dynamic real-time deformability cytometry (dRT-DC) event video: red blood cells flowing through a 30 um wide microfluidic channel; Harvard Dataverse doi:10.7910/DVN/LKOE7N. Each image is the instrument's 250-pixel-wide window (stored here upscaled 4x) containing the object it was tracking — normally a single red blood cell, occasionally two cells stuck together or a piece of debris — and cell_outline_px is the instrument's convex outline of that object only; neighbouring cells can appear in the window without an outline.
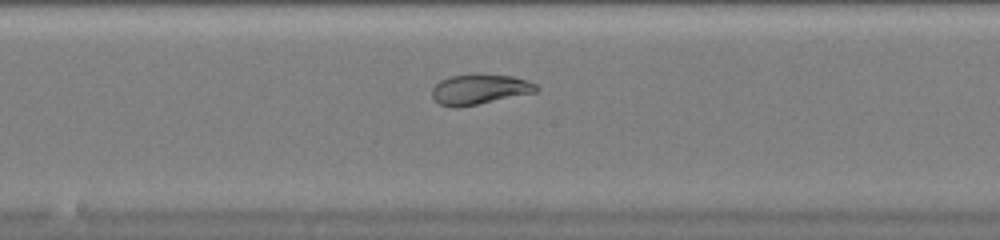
{"species": "common noctule bat (a hibernating species)", "species_latin": "Nyctalus noctula", "temperature_condition": "warm", "stored_images_in_passage": 41, "camera_frame_rate_fps": 3000, "um_per_image_px": 0.085, "animal": {"sex": "female", "body_mass_g": 20.0, "forearm_length_mm": 54.0}, "frame": {"image": 1, "passage_image": 18, "time_ms": 5.667, "image_size_px": [1000, 240], "cell_outline_px": [[540, 88], [536, 92], [476, 104], [440, 104], [432, 96], [432, 88], [440, 80], [448, 76], [512, 76], [528, 80], [536, 84]], "centroid_in_image_um": [40.82, 7.57], "position_along_channel_um": 207.4, "area_um2": 17.17}}
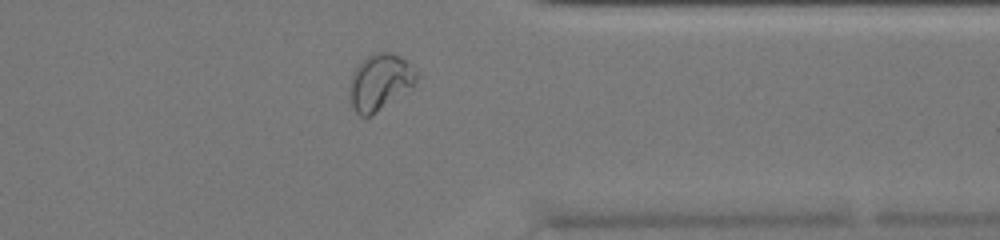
{"frame": {"image": 2, "passage_image": 31, "time_ms": 10.0, "image_size_px": [1000, 240], "cell_outline_px": [[420, 76], [412, 84], [372, 116], [360, 116], [352, 108], [348, 88], [352, 76], [356, 68], [368, 56], [380, 52], [388, 52], [400, 56]], "centroid_in_image_um": [32.24, 6.99], "position_along_channel_um": 379.2, "area_um2": 21.15}}
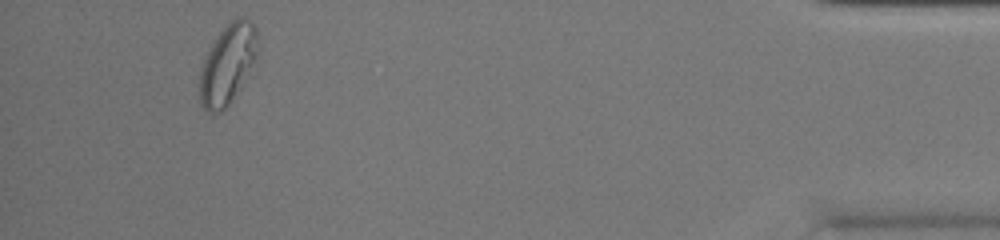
{"frame": {"image": 3, "passage_image": 38, "time_ms": 12.333, "image_size_px": [1000, 240], "cell_outline_px": [[256, 52], [240, 88], [228, 104], [220, 112], [212, 116], [200, 104], [200, 72], [204, 60], [216, 36], [236, 16], [244, 16], [252, 20], [256, 28]], "centroid_in_image_um": [19.32, 5.45], "position_along_channel_um": 415.9, "area_um2": 26.3}, "authors_computed_cell_mechanics": {"area_um2": 21.1548, "velocity_mm_per_s": 4.0612, "shape_relaxation_time_tau1_ms": null, "shape_relaxation_time_tau2_ms": 0.5767, "deformation_change_tau1": null, "deformation_change_tau2": 0.0378}}